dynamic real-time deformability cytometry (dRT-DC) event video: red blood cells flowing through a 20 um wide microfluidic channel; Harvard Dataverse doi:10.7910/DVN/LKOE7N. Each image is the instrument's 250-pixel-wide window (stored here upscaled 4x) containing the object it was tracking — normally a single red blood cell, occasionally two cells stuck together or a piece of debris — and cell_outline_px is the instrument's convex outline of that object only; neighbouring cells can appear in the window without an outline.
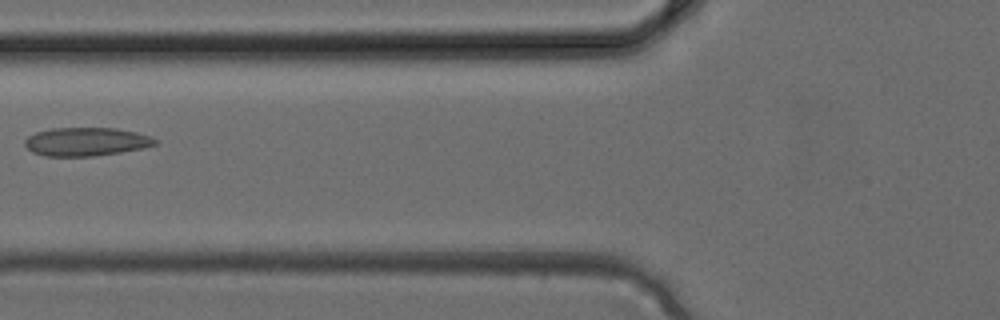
{"species": "common noctule bat (a hibernating species)", "species_latin": "Nyctalus noctula", "temperature_condition": "cold", "stored_images_in_passage": 4, "camera_frame_rate_fps": 3000, "um_per_image_px": 0.085, "animal": {"sex": "female", "body_mass_g": 24.6, "forearm_length_mm": 56.2}, "frame": {"image": 1, "passage_image": 4, "time_ms": 1.0, "image_size_px": [1000, 320], "cell_outline_px": [[160, 144], [144, 148], [120, 152], [92, 156], [44, 156], [32, 152], [24, 144], [24, 140], [28, 136], [36, 132], [52, 128], [116, 128], [136, 132], [152, 136], [160, 140]], "centroid_in_image_um": [7.38, 12.04], "position_along_channel_um": 118.4, "area_um2": 21.85}}